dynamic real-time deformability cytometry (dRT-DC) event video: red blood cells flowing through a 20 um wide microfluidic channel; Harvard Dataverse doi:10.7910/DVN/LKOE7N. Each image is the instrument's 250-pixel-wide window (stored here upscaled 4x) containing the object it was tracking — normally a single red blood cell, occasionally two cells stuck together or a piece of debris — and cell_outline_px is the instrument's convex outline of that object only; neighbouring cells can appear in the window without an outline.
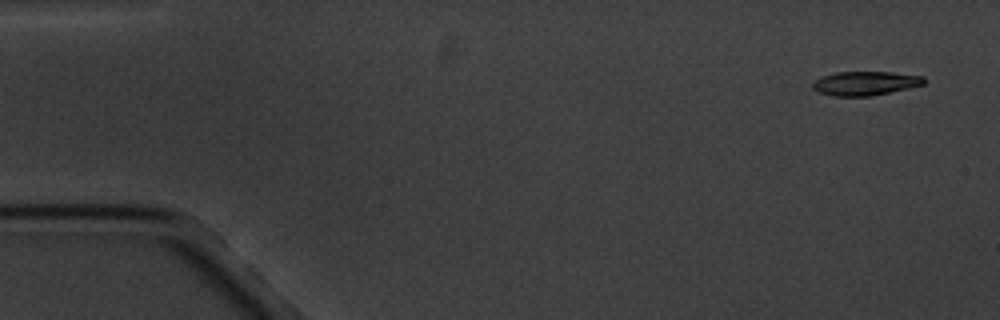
{"species": "common noctule bat (a hibernating species)", "species_latin": "Nyctalus noctula", "temperature_condition": "cold", "stored_images_in_passage": 5, "camera_frame_rate_fps": 3000, "um_per_image_px": 0.085, "animal": {"sex": "male", "body_mass_g": 20.1, "forearm_length_mm": 53.5}, "frame": {"image": 1, "passage_image": 1, "time_ms": 0.0, "image_size_px": [1000, 320], "cell_outline_px": [[924, 84], [908, 88], [868, 96], [832, 96], [820, 92], [812, 88], [812, 84], [816, 80], [824, 76], [836, 72], [892, 72], [924, 76]], "centroid_in_image_um": [73.54, 7.07], "position_along_channel_um": 11.5, "area_um2": 15.32}}
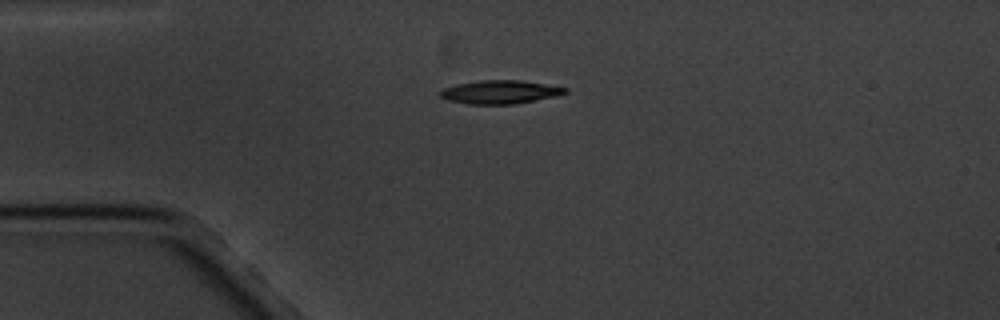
{"frame": {"image": 2, "passage_image": 4, "time_ms": 3.667, "image_size_px": [1000, 320], "cell_outline_px": [[568, 92], [556, 96], [516, 104], [468, 104], [448, 100], [440, 96], [440, 92], [444, 88], [456, 84], [480, 80], [520, 80], [568, 88]], "centroid_in_image_um": [42.51, 7.82], "position_along_channel_um": 42.5, "area_um2": 16.99}}